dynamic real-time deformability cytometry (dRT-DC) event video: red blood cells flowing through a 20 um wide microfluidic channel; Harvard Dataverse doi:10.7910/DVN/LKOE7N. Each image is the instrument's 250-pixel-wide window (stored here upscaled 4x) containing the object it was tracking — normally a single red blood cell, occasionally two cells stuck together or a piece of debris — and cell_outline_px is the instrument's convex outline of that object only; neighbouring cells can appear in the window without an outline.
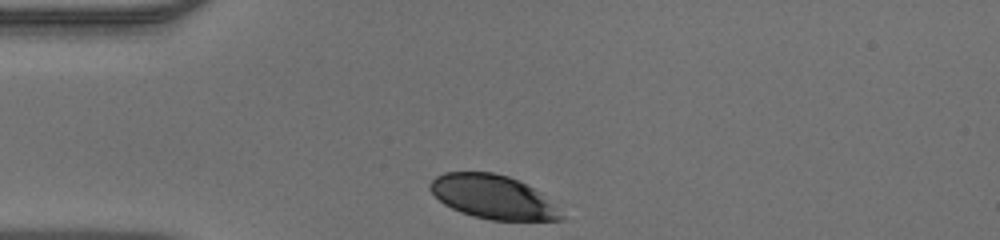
{"species": "human", "species_latin": "Homo sapiens", "temperature_condition": "warm", "stored_images_in_passage": 29, "camera_frame_rate_fps": 3000, "um_per_image_px": 0.085, "donor": {"sex": "male"}, "frame": {"image": 1, "passage_image": 1, "time_ms": 0.0, "image_size_px": [1000, 240], "cell_outline_px": [[564, 220], [492, 220], [472, 216], [460, 212], [444, 204], [428, 188], [428, 184], [436, 176], [444, 172], [492, 172], [508, 176], [540, 192], [564, 216]], "centroid_in_image_um": [41.85, 16.74], "position_along_channel_um": 43.1, "area_um2": 33.06}}
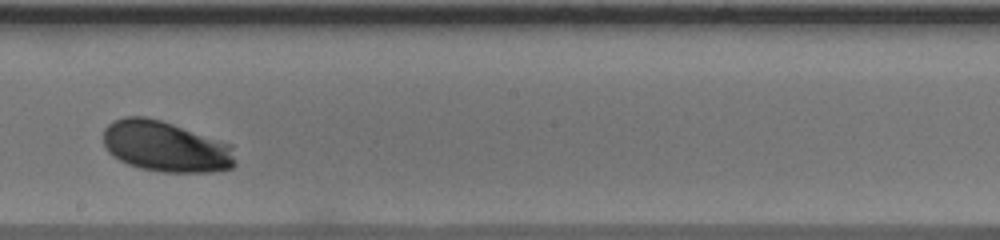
{"frame": {"image": 2, "passage_image": 17, "time_ms": 5.333, "image_size_px": [1000, 240], "cell_outline_px": [[236, 164], [232, 168], [212, 172], [160, 172], [140, 168], [128, 164], [112, 156], [108, 152], [104, 144], [104, 128], [112, 120], [124, 116], [144, 116], [160, 120], [232, 144], [236, 160]], "centroid_in_image_um": [14.08, 12.46], "position_along_channel_um": 234.1, "area_um2": 39.3}}
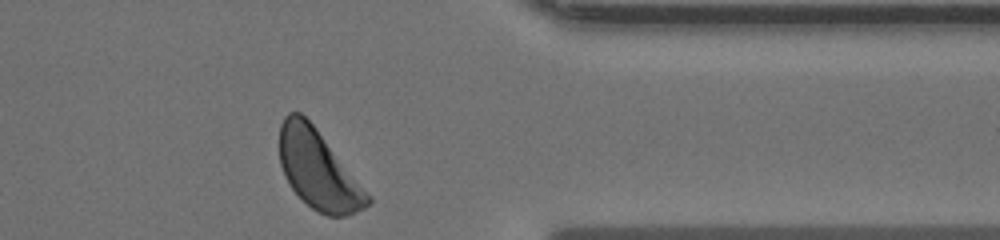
{"frame": {"image": 3, "passage_image": 29, "time_ms": 9.333, "image_size_px": [1000, 240], "cell_outline_px": [[372, 200], [364, 208], [344, 216], [328, 216], [312, 208], [292, 188], [280, 164], [280, 124], [284, 116], [288, 112], [300, 112], [312, 124], [372, 196]], "centroid_in_image_um": [27.06, 14.42], "position_along_channel_um": 384.3, "area_um2": 39.71}}